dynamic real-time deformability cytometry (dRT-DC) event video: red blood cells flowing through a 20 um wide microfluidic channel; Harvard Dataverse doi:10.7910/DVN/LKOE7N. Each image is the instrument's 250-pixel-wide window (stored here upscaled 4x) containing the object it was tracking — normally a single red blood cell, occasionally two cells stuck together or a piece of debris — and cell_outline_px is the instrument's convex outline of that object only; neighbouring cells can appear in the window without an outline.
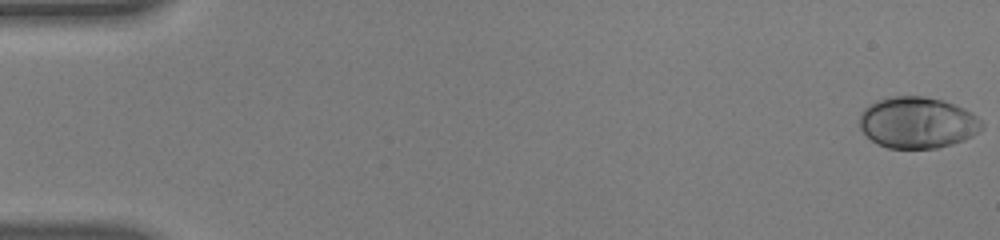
{"species": "human", "species_latin": "Homo sapiens", "temperature_condition": "warm", "stored_images_in_passage": 17, "camera_frame_rate_fps": 3000, "um_per_image_px": 0.085, "donor": {"sex": "male"}, "frame": {"image": 1, "passage_image": 1, "time_ms": 0.0, "image_size_px": [1000, 240], "cell_outline_px": [[984, 128], [972, 136], [964, 140], [952, 144], [936, 148], [888, 148], [876, 144], [860, 128], [860, 112], [864, 108], [876, 100], [892, 96], [924, 96], [944, 100], [956, 104], [972, 112], [984, 124]], "centroid_in_image_um": [78.0, 10.41], "position_along_channel_um": 7.0, "area_um2": 36.88}}
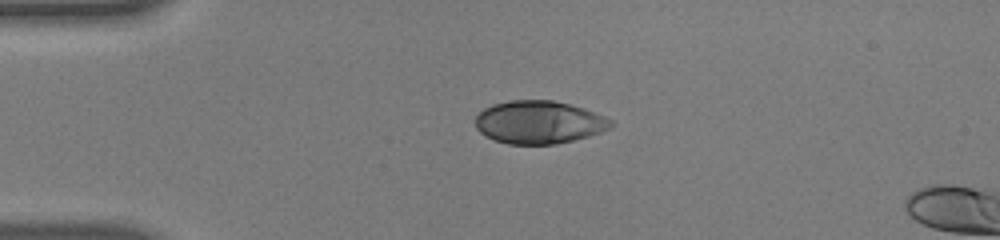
{"frame": {"image": 2, "passage_image": 14, "time_ms": 4.333, "image_size_px": [1000, 240], "cell_outline_px": [[612, 128], [588, 136], [556, 144], [508, 144], [484, 136], [476, 128], [476, 116], [484, 108], [492, 104], [512, 100], [552, 100], [584, 108], [604, 116], [612, 120]], "centroid_in_image_um": [45.8, 10.39], "position_along_channel_um": 39.2, "area_um2": 33.81}}